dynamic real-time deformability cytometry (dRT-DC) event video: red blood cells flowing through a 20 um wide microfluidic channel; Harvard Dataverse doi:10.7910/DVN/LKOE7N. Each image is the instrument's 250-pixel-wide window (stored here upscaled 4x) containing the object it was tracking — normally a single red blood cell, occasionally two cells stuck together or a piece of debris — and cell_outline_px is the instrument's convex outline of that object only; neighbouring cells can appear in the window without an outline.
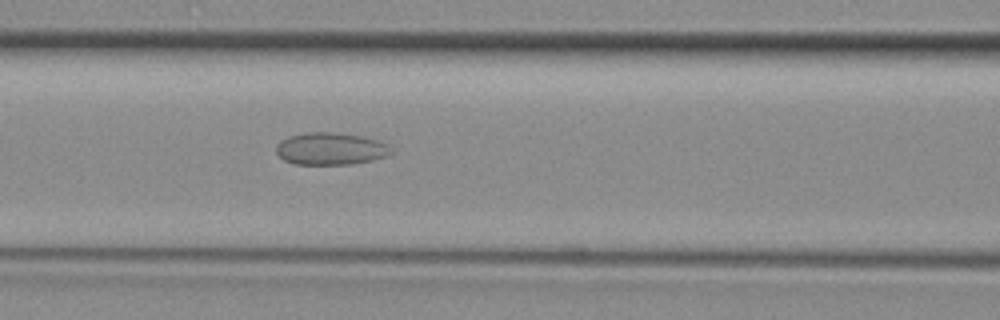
{"species": "common noctule bat (a hibernating species)", "species_latin": "Nyctalus noctula", "temperature_condition": "room temperature", "stored_images_in_passage": 43, "segment_of_instrument_passage": [1, 2], "camera_frame_rate_fps": 3000, "um_per_image_px": 0.085, "animal": {"sex": "female", "body_mass_g": 29.2, "forearm_length_mm": 56.3}, "frame": {"image": 1, "passage_image": 20, "time_ms": 6.333, "image_size_px": [1000, 320], "cell_outline_px": [[392, 152], [388, 156], [372, 160], [352, 164], [292, 164], [284, 160], [276, 152], [276, 144], [280, 140], [288, 136], [308, 132], [328, 132], [360, 136], [384, 144]], "centroid_in_image_um": [28.01, 12.65], "position_along_channel_um": 138.6, "area_um2": 21.27}}
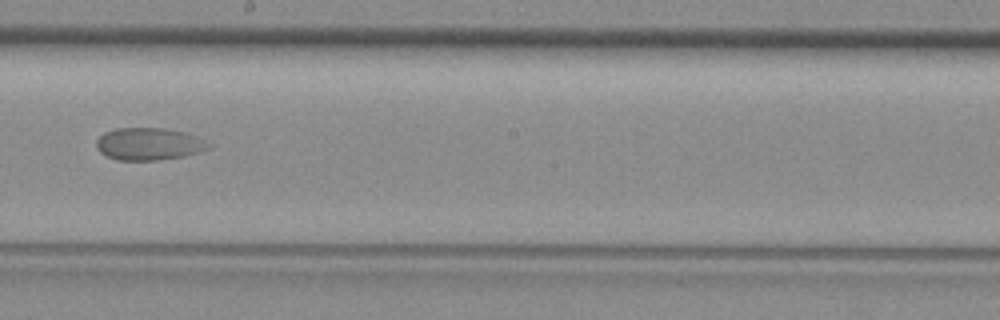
{"frame": {"image": 2, "passage_image": 27, "time_ms": 8.667, "image_size_px": [1000, 320], "cell_outline_px": [[212, 148], [200, 152], [184, 156], [156, 160], [116, 160], [104, 156], [96, 148], [96, 140], [104, 132], [116, 128], [164, 128], [184, 132], [204, 140], [212, 144]], "centroid_in_image_um": [12.64, 12.24], "position_along_channel_um": 235.6, "area_um2": 21.33}}
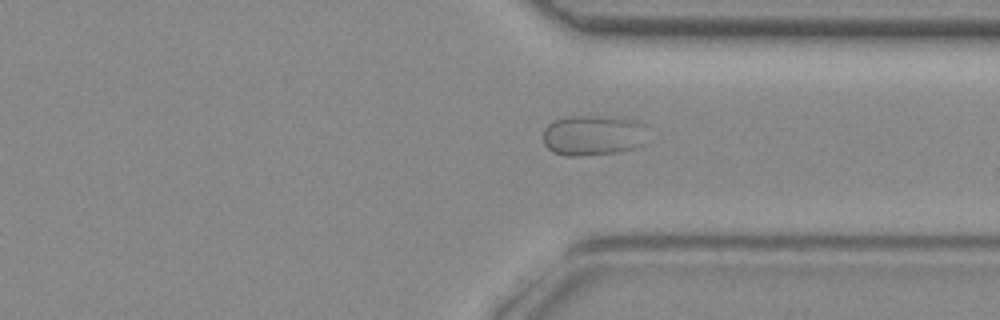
{"frame": {"image": 3, "passage_image": 36, "time_ms": 11.667, "image_size_px": [1000, 320], "cell_outline_px": [[644, 144], [636, 148], [620, 152], [580, 156], [568, 156], [552, 152], [544, 144], [544, 128], [548, 124], [556, 120], [568, 116], [612, 116], [636, 120], [644, 124]], "centroid_in_image_um": [50.42, 11.5], "position_along_channel_um": 361.0, "area_um2": 24.85}}